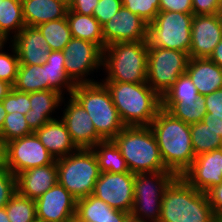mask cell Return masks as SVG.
Listing matches in <instances>:
<instances>
[{
    "mask_svg": "<svg viewBox=\"0 0 222 222\" xmlns=\"http://www.w3.org/2000/svg\"><path fill=\"white\" fill-rule=\"evenodd\" d=\"M125 126H150L162 98L146 82H103Z\"/></svg>",
    "mask_w": 222,
    "mask_h": 222,
    "instance_id": "obj_2",
    "label": "cell"
},
{
    "mask_svg": "<svg viewBox=\"0 0 222 222\" xmlns=\"http://www.w3.org/2000/svg\"><path fill=\"white\" fill-rule=\"evenodd\" d=\"M62 2H64L68 7L70 6V4L74 1V0H60Z\"/></svg>",
    "mask_w": 222,
    "mask_h": 222,
    "instance_id": "obj_54",
    "label": "cell"
},
{
    "mask_svg": "<svg viewBox=\"0 0 222 222\" xmlns=\"http://www.w3.org/2000/svg\"><path fill=\"white\" fill-rule=\"evenodd\" d=\"M215 222H222V215L217 216Z\"/></svg>",
    "mask_w": 222,
    "mask_h": 222,
    "instance_id": "obj_56",
    "label": "cell"
},
{
    "mask_svg": "<svg viewBox=\"0 0 222 222\" xmlns=\"http://www.w3.org/2000/svg\"><path fill=\"white\" fill-rule=\"evenodd\" d=\"M111 208L131 213L134 201V174L100 172L93 194Z\"/></svg>",
    "mask_w": 222,
    "mask_h": 222,
    "instance_id": "obj_13",
    "label": "cell"
},
{
    "mask_svg": "<svg viewBox=\"0 0 222 222\" xmlns=\"http://www.w3.org/2000/svg\"><path fill=\"white\" fill-rule=\"evenodd\" d=\"M21 0H0V41L7 42L10 31L13 38L25 27Z\"/></svg>",
    "mask_w": 222,
    "mask_h": 222,
    "instance_id": "obj_28",
    "label": "cell"
},
{
    "mask_svg": "<svg viewBox=\"0 0 222 222\" xmlns=\"http://www.w3.org/2000/svg\"><path fill=\"white\" fill-rule=\"evenodd\" d=\"M96 155L100 172H130L121 151L113 140H103L91 148Z\"/></svg>",
    "mask_w": 222,
    "mask_h": 222,
    "instance_id": "obj_29",
    "label": "cell"
},
{
    "mask_svg": "<svg viewBox=\"0 0 222 222\" xmlns=\"http://www.w3.org/2000/svg\"><path fill=\"white\" fill-rule=\"evenodd\" d=\"M190 131L195 156L222 148L221 137L203 121L190 124Z\"/></svg>",
    "mask_w": 222,
    "mask_h": 222,
    "instance_id": "obj_32",
    "label": "cell"
},
{
    "mask_svg": "<svg viewBox=\"0 0 222 222\" xmlns=\"http://www.w3.org/2000/svg\"><path fill=\"white\" fill-rule=\"evenodd\" d=\"M99 0H74L68 11H73L81 15L91 16Z\"/></svg>",
    "mask_w": 222,
    "mask_h": 222,
    "instance_id": "obj_46",
    "label": "cell"
},
{
    "mask_svg": "<svg viewBox=\"0 0 222 222\" xmlns=\"http://www.w3.org/2000/svg\"><path fill=\"white\" fill-rule=\"evenodd\" d=\"M147 60V41L110 44L103 49L102 66L108 76L102 82L145 83Z\"/></svg>",
    "mask_w": 222,
    "mask_h": 222,
    "instance_id": "obj_5",
    "label": "cell"
},
{
    "mask_svg": "<svg viewBox=\"0 0 222 222\" xmlns=\"http://www.w3.org/2000/svg\"><path fill=\"white\" fill-rule=\"evenodd\" d=\"M33 222H43V221H40V220H38V219H35Z\"/></svg>",
    "mask_w": 222,
    "mask_h": 222,
    "instance_id": "obj_57",
    "label": "cell"
},
{
    "mask_svg": "<svg viewBox=\"0 0 222 222\" xmlns=\"http://www.w3.org/2000/svg\"><path fill=\"white\" fill-rule=\"evenodd\" d=\"M7 112L4 109L2 101L0 102V129L3 127Z\"/></svg>",
    "mask_w": 222,
    "mask_h": 222,
    "instance_id": "obj_52",
    "label": "cell"
},
{
    "mask_svg": "<svg viewBox=\"0 0 222 222\" xmlns=\"http://www.w3.org/2000/svg\"><path fill=\"white\" fill-rule=\"evenodd\" d=\"M8 141L0 132V168H5L7 163Z\"/></svg>",
    "mask_w": 222,
    "mask_h": 222,
    "instance_id": "obj_47",
    "label": "cell"
},
{
    "mask_svg": "<svg viewBox=\"0 0 222 222\" xmlns=\"http://www.w3.org/2000/svg\"><path fill=\"white\" fill-rule=\"evenodd\" d=\"M11 42L16 48L20 64L46 63L50 53L49 44L37 27L25 26Z\"/></svg>",
    "mask_w": 222,
    "mask_h": 222,
    "instance_id": "obj_20",
    "label": "cell"
},
{
    "mask_svg": "<svg viewBox=\"0 0 222 222\" xmlns=\"http://www.w3.org/2000/svg\"><path fill=\"white\" fill-rule=\"evenodd\" d=\"M35 202L37 219L40 221H75L77 199L59 183L47 190Z\"/></svg>",
    "mask_w": 222,
    "mask_h": 222,
    "instance_id": "obj_14",
    "label": "cell"
},
{
    "mask_svg": "<svg viewBox=\"0 0 222 222\" xmlns=\"http://www.w3.org/2000/svg\"><path fill=\"white\" fill-rule=\"evenodd\" d=\"M12 89V84L4 80H0V102L11 92Z\"/></svg>",
    "mask_w": 222,
    "mask_h": 222,
    "instance_id": "obj_50",
    "label": "cell"
},
{
    "mask_svg": "<svg viewBox=\"0 0 222 222\" xmlns=\"http://www.w3.org/2000/svg\"><path fill=\"white\" fill-rule=\"evenodd\" d=\"M58 183L76 199L93 194L100 170L91 148H79L66 157L56 159Z\"/></svg>",
    "mask_w": 222,
    "mask_h": 222,
    "instance_id": "obj_7",
    "label": "cell"
},
{
    "mask_svg": "<svg viewBox=\"0 0 222 222\" xmlns=\"http://www.w3.org/2000/svg\"><path fill=\"white\" fill-rule=\"evenodd\" d=\"M71 95L89 114L96 133L103 140H112L125 127L102 82L76 84Z\"/></svg>",
    "mask_w": 222,
    "mask_h": 222,
    "instance_id": "obj_6",
    "label": "cell"
},
{
    "mask_svg": "<svg viewBox=\"0 0 222 222\" xmlns=\"http://www.w3.org/2000/svg\"><path fill=\"white\" fill-rule=\"evenodd\" d=\"M209 59L222 68V40L216 45Z\"/></svg>",
    "mask_w": 222,
    "mask_h": 222,
    "instance_id": "obj_49",
    "label": "cell"
},
{
    "mask_svg": "<svg viewBox=\"0 0 222 222\" xmlns=\"http://www.w3.org/2000/svg\"><path fill=\"white\" fill-rule=\"evenodd\" d=\"M26 26L37 27L40 24L65 18L69 7L60 0H21Z\"/></svg>",
    "mask_w": 222,
    "mask_h": 222,
    "instance_id": "obj_25",
    "label": "cell"
},
{
    "mask_svg": "<svg viewBox=\"0 0 222 222\" xmlns=\"http://www.w3.org/2000/svg\"><path fill=\"white\" fill-rule=\"evenodd\" d=\"M54 161L55 158L40 142L35 132L8 142L6 168L15 176L22 171L52 164Z\"/></svg>",
    "mask_w": 222,
    "mask_h": 222,
    "instance_id": "obj_12",
    "label": "cell"
},
{
    "mask_svg": "<svg viewBox=\"0 0 222 222\" xmlns=\"http://www.w3.org/2000/svg\"><path fill=\"white\" fill-rule=\"evenodd\" d=\"M0 222H10L5 207L0 208Z\"/></svg>",
    "mask_w": 222,
    "mask_h": 222,
    "instance_id": "obj_53",
    "label": "cell"
},
{
    "mask_svg": "<svg viewBox=\"0 0 222 222\" xmlns=\"http://www.w3.org/2000/svg\"><path fill=\"white\" fill-rule=\"evenodd\" d=\"M133 174L170 171L150 126H125L113 139Z\"/></svg>",
    "mask_w": 222,
    "mask_h": 222,
    "instance_id": "obj_4",
    "label": "cell"
},
{
    "mask_svg": "<svg viewBox=\"0 0 222 222\" xmlns=\"http://www.w3.org/2000/svg\"><path fill=\"white\" fill-rule=\"evenodd\" d=\"M207 195L177 176L165 189L158 222H215Z\"/></svg>",
    "mask_w": 222,
    "mask_h": 222,
    "instance_id": "obj_3",
    "label": "cell"
},
{
    "mask_svg": "<svg viewBox=\"0 0 222 222\" xmlns=\"http://www.w3.org/2000/svg\"><path fill=\"white\" fill-rule=\"evenodd\" d=\"M124 222H148L147 220H143L140 217L134 216L132 213H128L126 215L125 221Z\"/></svg>",
    "mask_w": 222,
    "mask_h": 222,
    "instance_id": "obj_51",
    "label": "cell"
},
{
    "mask_svg": "<svg viewBox=\"0 0 222 222\" xmlns=\"http://www.w3.org/2000/svg\"><path fill=\"white\" fill-rule=\"evenodd\" d=\"M122 6V0H99L92 15L98 20L100 25L103 26Z\"/></svg>",
    "mask_w": 222,
    "mask_h": 222,
    "instance_id": "obj_41",
    "label": "cell"
},
{
    "mask_svg": "<svg viewBox=\"0 0 222 222\" xmlns=\"http://www.w3.org/2000/svg\"><path fill=\"white\" fill-rule=\"evenodd\" d=\"M128 213L111 208L94 195L77 199L76 222H124Z\"/></svg>",
    "mask_w": 222,
    "mask_h": 222,
    "instance_id": "obj_24",
    "label": "cell"
},
{
    "mask_svg": "<svg viewBox=\"0 0 222 222\" xmlns=\"http://www.w3.org/2000/svg\"><path fill=\"white\" fill-rule=\"evenodd\" d=\"M60 94L55 90H42L30 93V110L26 113L25 119L30 129L35 132L47 122L54 120L50 113L64 101Z\"/></svg>",
    "mask_w": 222,
    "mask_h": 222,
    "instance_id": "obj_23",
    "label": "cell"
},
{
    "mask_svg": "<svg viewBox=\"0 0 222 222\" xmlns=\"http://www.w3.org/2000/svg\"><path fill=\"white\" fill-rule=\"evenodd\" d=\"M219 16L222 20V0H221V3H220V11H219Z\"/></svg>",
    "mask_w": 222,
    "mask_h": 222,
    "instance_id": "obj_55",
    "label": "cell"
},
{
    "mask_svg": "<svg viewBox=\"0 0 222 222\" xmlns=\"http://www.w3.org/2000/svg\"><path fill=\"white\" fill-rule=\"evenodd\" d=\"M105 47L119 42L147 41L148 23L125 7L102 26Z\"/></svg>",
    "mask_w": 222,
    "mask_h": 222,
    "instance_id": "obj_15",
    "label": "cell"
},
{
    "mask_svg": "<svg viewBox=\"0 0 222 222\" xmlns=\"http://www.w3.org/2000/svg\"><path fill=\"white\" fill-rule=\"evenodd\" d=\"M193 13L192 0H160L159 12Z\"/></svg>",
    "mask_w": 222,
    "mask_h": 222,
    "instance_id": "obj_44",
    "label": "cell"
},
{
    "mask_svg": "<svg viewBox=\"0 0 222 222\" xmlns=\"http://www.w3.org/2000/svg\"><path fill=\"white\" fill-rule=\"evenodd\" d=\"M165 167L177 176L192 165L195 159L190 124L161 108L150 125Z\"/></svg>",
    "mask_w": 222,
    "mask_h": 222,
    "instance_id": "obj_1",
    "label": "cell"
},
{
    "mask_svg": "<svg viewBox=\"0 0 222 222\" xmlns=\"http://www.w3.org/2000/svg\"><path fill=\"white\" fill-rule=\"evenodd\" d=\"M123 7L150 24L159 13L160 0H122Z\"/></svg>",
    "mask_w": 222,
    "mask_h": 222,
    "instance_id": "obj_37",
    "label": "cell"
},
{
    "mask_svg": "<svg viewBox=\"0 0 222 222\" xmlns=\"http://www.w3.org/2000/svg\"><path fill=\"white\" fill-rule=\"evenodd\" d=\"M221 0H192L193 15L219 14Z\"/></svg>",
    "mask_w": 222,
    "mask_h": 222,
    "instance_id": "obj_43",
    "label": "cell"
},
{
    "mask_svg": "<svg viewBox=\"0 0 222 222\" xmlns=\"http://www.w3.org/2000/svg\"><path fill=\"white\" fill-rule=\"evenodd\" d=\"M13 88L24 93L53 90L47 80L46 63L41 65L19 64Z\"/></svg>",
    "mask_w": 222,
    "mask_h": 222,
    "instance_id": "obj_27",
    "label": "cell"
},
{
    "mask_svg": "<svg viewBox=\"0 0 222 222\" xmlns=\"http://www.w3.org/2000/svg\"><path fill=\"white\" fill-rule=\"evenodd\" d=\"M204 100L207 109L206 116L222 120V89L204 95Z\"/></svg>",
    "mask_w": 222,
    "mask_h": 222,
    "instance_id": "obj_42",
    "label": "cell"
},
{
    "mask_svg": "<svg viewBox=\"0 0 222 222\" xmlns=\"http://www.w3.org/2000/svg\"><path fill=\"white\" fill-rule=\"evenodd\" d=\"M222 40V20L219 14L194 15L191 26L190 58H209Z\"/></svg>",
    "mask_w": 222,
    "mask_h": 222,
    "instance_id": "obj_16",
    "label": "cell"
},
{
    "mask_svg": "<svg viewBox=\"0 0 222 222\" xmlns=\"http://www.w3.org/2000/svg\"><path fill=\"white\" fill-rule=\"evenodd\" d=\"M199 93L187 73L178 77L174 84L163 94L162 101H195Z\"/></svg>",
    "mask_w": 222,
    "mask_h": 222,
    "instance_id": "obj_35",
    "label": "cell"
},
{
    "mask_svg": "<svg viewBox=\"0 0 222 222\" xmlns=\"http://www.w3.org/2000/svg\"><path fill=\"white\" fill-rule=\"evenodd\" d=\"M162 108L187 124L200 122L207 114L204 96L201 95L195 101H162Z\"/></svg>",
    "mask_w": 222,
    "mask_h": 222,
    "instance_id": "obj_31",
    "label": "cell"
},
{
    "mask_svg": "<svg viewBox=\"0 0 222 222\" xmlns=\"http://www.w3.org/2000/svg\"><path fill=\"white\" fill-rule=\"evenodd\" d=\"M182 177L196 190L206 193L222 183V148L195 157Z\"/></svg>",
    "mask_w": 222,
    "mask_h": 222,
    "instance_id": "obj_17",
    "label": "cell"
},
{
    "mask_svg": "<svg viewBox=\"0 0 222 222\" xmlns=\"http://www.w3.org/2000/svg\"><path fill=\"white\" fill-rule=\"evenodd\" d=\"M206 125H210L211 128L215 131L214 133L222 137V120L219 118H209L206 115L202 120Z\"/></svg>",
    "mask_w": 222,
    "mask_h": 222,
    "instance_id": "obj_48",
    "label": "cell"
},
{
    "mask_svg": "<svg viewBox=\"0 0 222 222\" xmlns=\"http://www.w3.org/2000/svg\"><path fill=\"white\" fill-rule=\"evenodd\" d=\"M66 18L72 37L97 44L102 50L105 48L102 26L93 15L87 16L68 11Z\"/></svg>",
    "mask_w": 222,
    "mask_h": 222,
    "instance_id": "obj_26",
    "label": "cell"
},
{
    "mask_svg": "<svg viewBox=\"0 0 222 222\" xmlns=\"http://www.w3.org/2000/svg\"><path fill=\"white\" fill-rule=\"evenodd\" d=\"M40 142L56 159L66 157L79 148L72 141L65 123L62 120H51L35 131Z\"/></svg>",
    "mask_w": 222,
    "mask_h": 222,
    "instance_id": "obj_21",
    "label": "cell"
},
{
    "mask_svg": "<svg viewBox=\"0 0 222 222\" xmlns=\"http://www.w3.org/2000/svg\"><path fill=\"white\" fill-rule=\"evenodd\" d=\"M177 177L173 171L134 174V201L131 213L158 222L165 189ZM144 217V218H143Z\"/></svg>",
    "mask_w": 222,
    "mask_h": 222,
    "instance_id": "obj_9",
    "label": "cell"
},
{
    "mask_svg": "<svg viewBox=\"0 0 222 222\" xmlns=\"http://www.w3.org/2000/svg\"><path fill=\"white\" fill-rule=\"evenodd\" d=\"M37 28L48 42L50 51H63L72 39L66 17L40 24Z\"/></svg>",
    "mask_w": 222,
    "mask_h": 222,
    "instance_id": "obj_33",
    "label": "cell"
},
{
    "mask_svg": "<svg viewBox=\"0 0 222 222\" xmlns=\"http://www.w3.org/2000/svg\"><path fill=\"white\" fill-rule=\"evenodd\" d=\"M5 42L0 41V80L14 85L19 68V58L15 46L12 44L13 55L2 52Z\"/></svg>",
    "mask_w": 222,
    "mask_h": 222,
    "instance_id": "obj_38",
    "label": "cell"
},
{
    "mask_svg": "<svg viewBox=\"0 0 222 222\" xmlns=\"http://www.w3.org/2000/svg\"><path fill=\"white\" fill-rule=\"evenodd\" d=\"M68 103L61 119L75 145L78 148H92L98 142L103 141L96 133L89 114L72 95H70Z\"/></svg>",
    "mask_w": 222,
    "mask_h": 222,
    "instance_id": "obj_18",
    "label": "cell"
},
{
    "mask_svg": "<svg viewBox=\"0 0 222 222\" xmlns=\"http://www.w3.org/2000/svg\"><path fill=\"white\" fill-rule=\"evenodd\" d=\"M189 59L184 51L148 47L146 83L162 97L178 77L186 73Z\"/></svg>",
    "mask_w": 222,
    "mask_h": 222,
    "instance_id": "obj_10",
    "label": "cell"
},
{
    "mask_svg": "<svg viewBox=\"0 0 222 222\" xmlns=\"http://www.w3.org/2000/svg\"><path fill=\"white\" fill-rule=\"evenodd\" d=\"M4 109L9 113L19 112L23 115L30 110V93L19 92L14 88L11 92L2 100Z\"/></svg>",
    "mask_w": 222,
    "mask_h": 222,
    "instance_id": "obj_39",
    "label": "cell"
},
{
    "mask_svg": "<svg viewBox=\"0 0 222 222\" xmlns=\"http://www.w3.org/2000/svg\"><path fill=\"white\" fill-rule=\"evenodd\" d=\"M16 192V176L6 167L0 168V208L5 207Z\"/></svg>",
    "mask_w": 222,
    "mask_h": 222,
    "instance_id": "obj_40",
    "label": "cell"
},
{
    "mask_svg": "<svg viewBox=\"0 0 222 222\" xmlns=\"http://www.w3.org/2000/svg\"><path fill=\"white\" fill-rule=\"evenodd\" d=\"M63 53L66 60L65 71L75 84L96 82L85 77L102 66L103 50L97 44L72 37Z\"/></svg>",
    "mask_w": 222,
    "mask_h": 222,
    "instance_id": "obj_11",
    "label": "cell"
},
{
    "mask_svg": "<svg viewBox=\"0 0 222 222\" xmlns=\"http://www.w3.org/2000/svg\"><path fill=\"white\" fill-rule=\"evenodd\" d=\"M186 73L201 96L222 89V68L209 58H190Z\"/></svg>",
    "mask_w": 222,
    "mask_h": 222,
    "instance_id": "obj_22",
    "label": "cell"
},
{
    "mask_svg": "<svg viewBox=\"0 0 222 222\" xmlns=\"http://www.w3.org/2000/svg\"><path fill=\"white\" fill-rule=\"evenodd\" d=\"M65 55L63 51H50L46 61V74L49 86L62 94L65 87L72 94L76 84L68 77L65 71Z\"/></svg>",
    "mask_w": 222,
    "mask_h": 222,
    "instance_id": "obj_30",
    "label": "cell"
},
{
    "mask_svg": "<svg viewBox=\"0 0 222 222\" xmlns=\"http://www.w3.org/2000/svg\"><path fill=\"white\" fill-rule=\"evenodd\" d=\"M193 17V13L159 12L148 24V47L179 50L189 54Z\"/></svg>",
    "mask_w": 222,
    "mask_h": 222,
    "instance_id": "obj_8",
    "label": "cell"
},
{
    "mask_svg": "<svg viewBox=\"0 0 222 222\" xmlns=\"http://www.w3.org/2000/svg\"><path fill=\"white\" fill-rule=\"evenodd\" d=\"M206 195L213 212L222 215V183L211 187Z\"/></svg>",
    "mask_w": 222,
    "mask_h": 222,
    "instance_id": "obj_45",
    "label": "cell"
},
{
    "mask_svg": "<svg viewBox=\"0 0 222 222\" xmlns=\"http://www.w3.org/2000/svg\"><path fill=\"white\" fill-rule=\"evenodd\" d=\"M57 183L56 160L52 164L31 168L16 175L17 192L33 200L39 198Z\"/></svg>",
    "mask_w": 222,
    "mask_h": 222,
    "instance_id": "obj_19",
    "label": "cell"
},
{
    "mask_svg": "<svg viewBox=\"0 0 222 222\" xmlns=\"http://www.w3.org/2000/svg\"><path fill=\"white\" fill-rule=\"evenodd\" d=\"M0 132L8 142L33 133L27 124L25 115L19 112L6 115Z\"/></svg>",
    "mask_w": 222,
    "mask_h": 222,
    "instance_id": "obj_36",
    "label": "cell"
},
{
    "mask_svg": "<svg viewBox=\"0 0 222 222\" xmlns=\"http://www.w3.org/2000/svg\"><path fill=\"white\" fill-rule=\"evenodd\" d=\"M10 222H33L37 219L36 202L16 192L5 205Z\"/></svg>",
    "mask_w": 222,
    "mask_h": 222,
    "instance_id": "obj_34",
    "label": "cell"
}]
</instances>
